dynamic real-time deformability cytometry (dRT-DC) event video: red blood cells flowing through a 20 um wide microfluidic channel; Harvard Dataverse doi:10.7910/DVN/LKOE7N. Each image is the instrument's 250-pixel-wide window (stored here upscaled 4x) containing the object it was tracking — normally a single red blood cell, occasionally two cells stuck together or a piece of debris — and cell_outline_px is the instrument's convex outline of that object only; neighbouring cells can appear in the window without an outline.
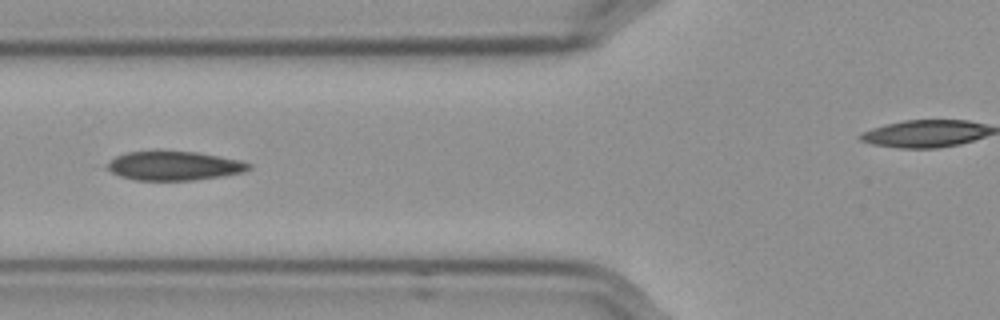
{"species": "Egyptian fruit bat (a non-hibernating species)", "species_latin": "Rousettus aegyptiacus", "temperature_condition": "cold", "stored_images_in_passage": 31, "camera_frame_rate_fps": 3000, "um_per_image_px": 0.085, "frame": {"image": 1, "passage_image": 10, "time_ms": 3.0, "image_size_px": [1000, 320], "cell_outline_px": [[252, 168], [244, 172], [224, 176], [196, 180], [136, 180], [120, 176], [112, 172], [108, 168], [108, 164], [116, 156], [124, 152], [152, 148], [160, 148], [196, 152], [240, 160], [252, 164]], "centroid_in_image_um": [14.8, 14.05], "position_along_channel_um": 111.0, "area_um2": 24.85}}